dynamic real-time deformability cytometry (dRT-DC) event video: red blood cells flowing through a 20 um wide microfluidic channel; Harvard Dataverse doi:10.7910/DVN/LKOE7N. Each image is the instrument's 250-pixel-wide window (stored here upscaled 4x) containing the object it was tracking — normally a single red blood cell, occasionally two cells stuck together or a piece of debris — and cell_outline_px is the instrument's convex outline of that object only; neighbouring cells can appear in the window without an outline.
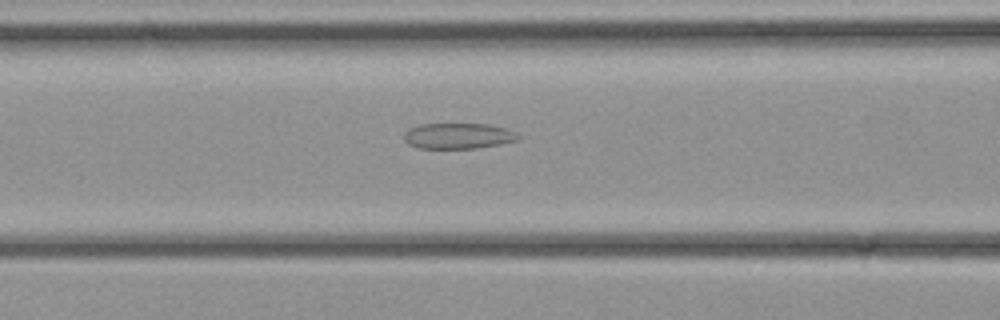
{"species": "common noctule bat (a hibernating species)", "species_latin": "Nyctalus noctula", "temperature_condition": "cold", "stored_images_in_passage": 26, "camera_frame_rate_fps": 3000, "um_per_image_px": 0.085, "animal": {"sex": "female", "body_mass_g": 21.9}, "frame": {"image": 1, "passage_image": 6, "time_ms": 1.667, "image_size_px": [1000, 320], "cell_outline_px": [[520, 140], [500, 144], [476, 148], [416, 148], [408, 144], [404, 140], [404, 132], [408, 128], [420, 124], [488, 124], [504, 128], [516, 132], [520, 136]], "centroid_in_image_um": [38.93, 11.55], "position_along_channel_um": 127.7, "area_um2": 17.22}}
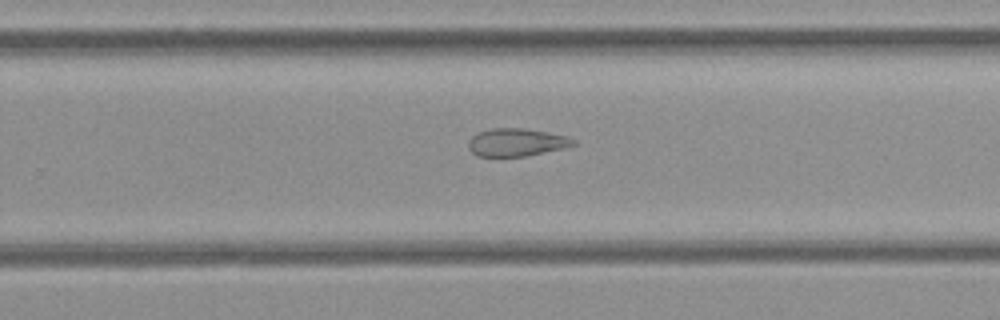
{"frame": {"image": 2, "passage_image": 14, "time_ms": 4.333, "image_size_px": [1000, 320], "cell_outline_px": [[576, 144], [568, 148], [528, 156], [476, 156], [468, 148], [468, 140], [472, 136], [480, 132], [492, 128], [524, 128], [548, 132], [568, 136], [576, 140]], "centroid_in_image_um": [43.95, 12.1], "position_along_channel_um": 285.8, "area_um2": 17.28}}
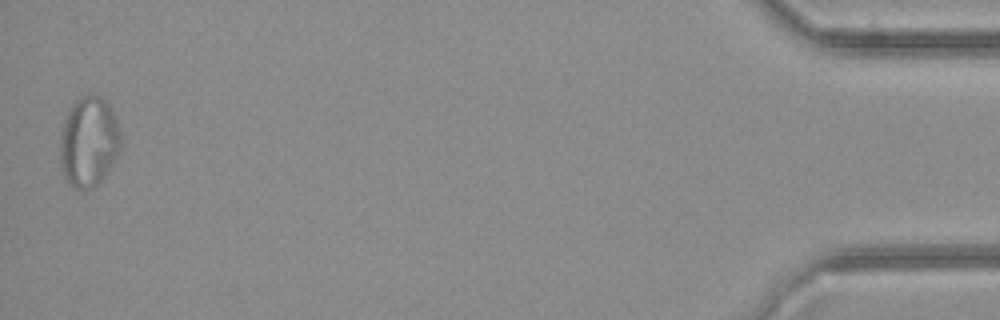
{"frame": {"image": 3, "passage_image": 26, "time_ms": 8.333, "image_size_px": [1000, 320], "cell_outline_px": [[120, 148], [108, 172], [92, 188], [76, 188], [68, 184], [60, 168], [60, 136], [68, 112], [72, 104], [76, 100], [84, 96], [100, 96], [108, 104], [116, 120], [120, 132]], "centroid_in_image_um": [7.53, 12.08], "position_along_channel_um": 427.7, "area_um2": 31.44}}